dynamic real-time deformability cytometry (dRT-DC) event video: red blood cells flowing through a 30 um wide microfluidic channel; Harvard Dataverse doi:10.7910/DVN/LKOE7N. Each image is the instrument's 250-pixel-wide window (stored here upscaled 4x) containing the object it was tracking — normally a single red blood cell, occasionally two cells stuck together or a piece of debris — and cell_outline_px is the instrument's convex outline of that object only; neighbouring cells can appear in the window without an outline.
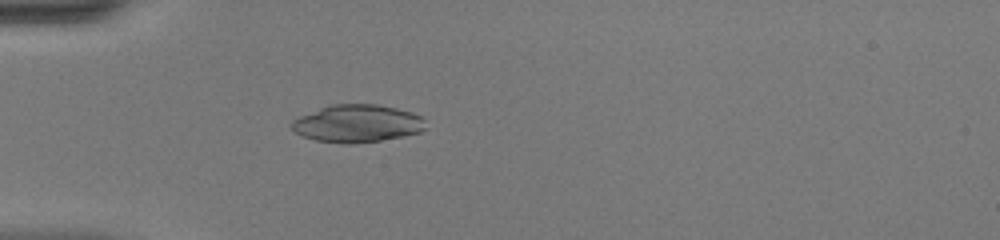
{"species": "common noctule bat (a hibernating species)", "species_latin": "Nyctalus noctula", "temperature_condition": "warm", "stored_images_in_passage": 35, "camera_frame_rate_fps": 3000, "um_per_image_px": 0.085, "animal": {"sex": "female", "body_mass_g": 20.0, "forearm_length_mm": 54.0}, "frame": {"image": 1, "passage_image": 1, "time_ms": 0.0, "image_size_px": [1000, 240], "cell_outline_px": [[424, 128], [420, 132], [404, 136], [356, 144], [340, 144], [316, 140], [304, 136], [296, 132], [288, 124], [292, 120], [300, 116], [328, 104], [376, 104], [396, 108], [412, 112], [420, 116], [424, 120]], "centroid_in_image_um": [30.33, 10.5], "position_along_channel_um": 54.7, "area_um2": 29.48}}
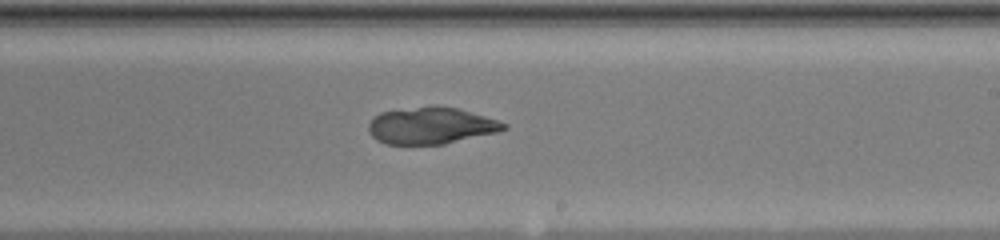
{"frame": {"image": 2, "passage_image": 16, "time_ms": 5.0, "image_size_px": [1000, 240], "cell_outline_px": [[508, 128], [496, 132], [444, 144], [384, 144], [376, 140], [368, 132], [368, 124], [380, 112], [432, 104], [456, 108], [484, 116], [508, 124]], "centroid_in_image_um": [36.6, 10.67], "position_along_channel_um": 252.4, "area_um2": 28.96}}
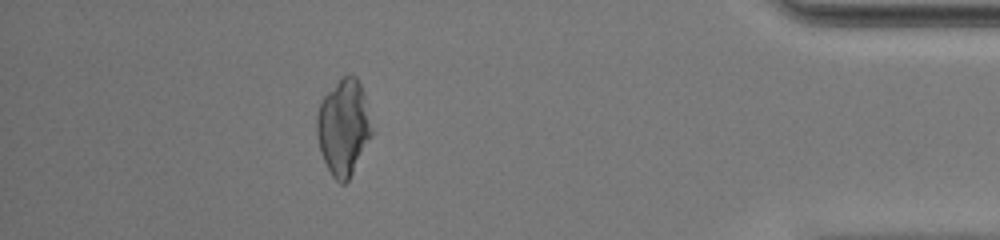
{"frame": {"image": 3, "passage_image": 30, "time_ms": 9.667, "image_size_px": [1000, 240], "cell_outline_px": [[372, 136], [348, 180], [344, 184], [340, 184], [332, 176], [320, 152], [316, 136], [316, 116], [320, 104], [324, 96], [340, 76], [356, 76], [360, 84], [364, 96], [372, 128]], "centroid_in_image_um": [29.17, 10.82], "position_along_channel_um": 406.0, "area_um2": 30.58}, "authors_computed_cell_mechanics": {"area_um2": 29.9982, "velocity_mm_per_s": 4.1987, "shape_relaxation_time_tau1_ms": null, "shape_relaxation_time_tau2_ms": 2.215, "deformation_change_tau1": null, "deformation_change_tau2": 0.0595}}